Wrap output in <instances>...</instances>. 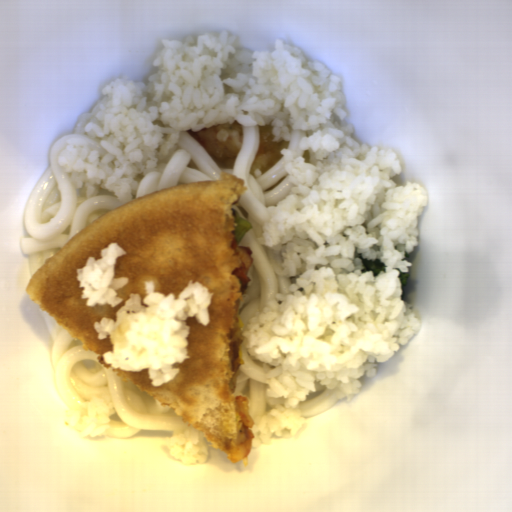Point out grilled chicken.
<instances>
[{
  "mask_svg": "<svg viewBox=\"0 0 512 512\" xmlns=\"http://www.w3.org/2000/svg\"><path fill=\"white\" fill-rule=\"evenodd\" d=\"M237 242L238 240L234 238L231 243L241 261L240 267L236 268L234 272V277L238 279L243 295L249 286V267L252 263V249L240 247Z\"/></svg>",
  "mask_w": 512,
  "mask_h": 512,
  "instance_id": "277b20a1",
  "label": "grilled chicken"
}]
</instances>
